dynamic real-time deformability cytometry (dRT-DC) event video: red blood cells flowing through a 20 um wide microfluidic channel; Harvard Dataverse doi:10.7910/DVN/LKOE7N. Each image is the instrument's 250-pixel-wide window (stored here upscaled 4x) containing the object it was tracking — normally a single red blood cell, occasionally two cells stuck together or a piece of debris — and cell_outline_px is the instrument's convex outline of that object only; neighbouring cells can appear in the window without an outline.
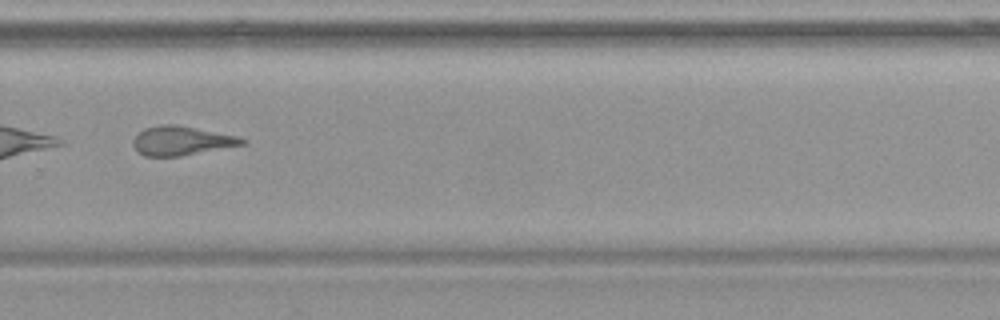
{"species": "common noctule bat (a hibernating species)", "species_latin": "Nyctalus noctula", "temperature_condition": "warm", "stored_images_in_passage": 31, "camera_frame_rate_fps": 3000, "um_per_image_px": 0.085, "animal": {"sex": "female", "body_mass_g": 19.9}, "frame": {"image": 1, "passage_image": 18, "time_ms": 5.667, "image_size_px": [1000, 320], "cell_outline_px": [[248, 140], [244, 144], [180, 156], [144, 156], [132, 144], [132, 140], [144, 128], [160, 124], [176, 124], [236, 136]], "centroid_in_image_um": [15.4, 11.95], "position_along_channel_um": 314.4, "area_um2": 18.21}}